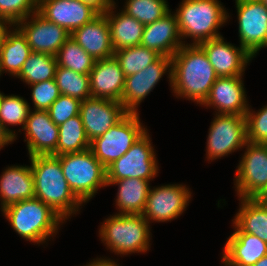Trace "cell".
<instances>
[{
	"instance_id": "1",
	"label": "cell",
	"mask_w": 267,
	"mask_h": 266,
	"mask_svg": "<svg viewBox=\"0 0 267 266\" xmlns=\"http://www.w3.org/2000/svg\"><path fill=\"white\" fill-rule=\"evenodd\" d=\"M171 59L174 96L202 105L218 78L204 50L199 45L184 44Z\"/></svg>"
},
{
	"instance_id": "2",
	"label": "cell",
	"mask_w": 267,
	"mask_h": 266,
	"mask_svg": "<svg viewBox=\"0 0 267 266\" xmlns=\"http://www.w3.org/2000/svg\"><path fill=\"white\" fill-rule=\"evenodd\" d=\"M35 198L49 205L65 222L78 214L83 202L66 181L60 159L54 155L30 156ZM71 216V217H70Z\"/></svg>"
},
{
	"instance_id": "3",
	"label": "cell",
	"mask_w": 267,
	"mask_h": 266,
	"mask_svg": "<svg viewBox=\"0 0 267 266\" xmlns=\"http://www.w3.org/2000/svg\"><path fill=\"white\" fill-rule=\"evenodd\" d=\"M1 212L19 236L39 246L56 236L65 222L49 205L37 198L10 204Z\"/></svg>"
},
{
	"instance_id": "4",
	"label": "cell",
	"mask_w": 267,
	"mask_h": 266,
	"mask_svg": "<svg viewBox=\"0 0 267 266\" xmlns=\"http://www.w3.org/2000/svg\"><path fill=\"white\" fill-rule=\"evenodd\" d=\"M173 13L182 40L192 38L194 45L222 36L218 31L230 17L219 0H182Z\"/></svg>"
},
{
	"instance_id": "5",
	"label": "cell",
	"mask_w": 267,
	"mask_h": 266,
	"mask_svg": "<svg viewBox=\"0 0 267 266\" xmlns=\"http://www.w3.org/2000/svg\"><path fill=\"white\" fill-rule=\"evenodd\" d=\"M150 224L142 214L110 215L99 228L101 241L111 252L120 256L149 251Z\"/></svg>"
},
{
	"instance_id": "6",
	"label": "cell",
	"mask_w": 267,
	"mask_h": 266,
	"mask_svg": "<svg viewBox=\"0 0 267 266\" xmlns=\"http://www.w3.org/2000/svg\"><path fill=\"white\" fill-rule=\"evenodd\" d=\"M66 181L73 193L85 204L97 191L107 187L106 168L91 149L57 156Z\"/></svg>"
},
{
	"instance_id": "7",
	"label": "cell",
	"mask_w": 267,
	"mask_h": 266,
	"mask_svg": "<svg viewBox=\"0 0 267 266\" xmlns=\"http://www.w3.org/2000/svg\"><path fill=\"white\" fill-rule=\"evenodd\" d=\"M139 115V113H127L106 133L90 142L91 151L105 168L123 156L147 131L140 122Z\"/></svg>"
},
{
	"instance_id": "8",
	"label": "cell",
	"mask_w": 267,
	"mask_h": 266,
	"mask_svg": "<svg viewBox=\"0 0 267 266\" xmlns=\"http://www.w3.org/2000/svg\"><path fill=\"white\" fill-rule=\"evenodd\" d=\"M148 130L120 158L106 168V181L124 178L153 180L159 173L158 160Z\"/></svg>"
},
{
	"instance_id": "9",
	"label": "cell",
	"mask_w": 267,
	"mask_h": 266,
	"mask_svg": "<svg viewBox=\"0 0 267 266\" xmlns=\"http://www.w3.org/2000/svg\"><path fill=\"white\" fill-rule=\"evenodd\" d=\"M209 127L206 158L213 161L245 147L246 117L238 114H215Z\"/></svg>"
},
{
	"instance_id": "10",
	"label": "cell",
	"mask_w": 267,
	"mask_h": 266,
	"mask_svg": "<svg viewBox=\"0 0 267 266\" xmlns=\"http://www.w3.org/2000/svg\"><path fill=\"white\" fill-rule=\"evenodd\" d=\"M235 173L238 198H258L267 193V144L247 142Z\"/></svg>"
},
{
	"instance_id": "11",
	"label": "cell",
	"mask_w": 267,
	"mask_h": 266,
	"mask_svg": "<svg viewBox=\"0 0 267 266\" xmlns=\"http://www.w3.org/2000/svg\"><path fill=\"white\" fill-rule=\"evenodd\" d=\"M191 197L189 187L184 184H165L150 188L142 216L149 224L177 219L186 211Z\"/></svg>"
},
{
	"instance_id": "12",
	"label": "cell",
	"mask_w": 267,
	"mask_h": 266,
	"mask_svg": "<svg viewBox=\"0 0 267 266\" xmlns=\"http://www.w3.org/2000/svg\"><path fill=\"white\" fill-rule=\"evenodd\" d=\"M235 4L240 46L254 58L267 47V7L260 0H235Z\"/></svg>"
},
{
	"instance_id": "13",
	"label": "cell",
	"mask_w": 267,
	"mask_h": 266,
	"mask_svg": "<svg viewBox=\"0 0 267 266\" xmlns=\"http://www.w3.org/2000/svg\"><path fill=\"white\" fill-rule=\"evenodd\" d=\"M168 74L171 87L172 59L160 56L143 70L125 77L120 103L128 113H138V106L155 88L164 74Z\"/></svg>"
},
{
	"instance_id": "14",
	"label": "cell",
	"mask_w": 267,
	"mask_h": 266,
	"mask_svg": "<svg viewBox=\"0 0 267 266\" xmlns=\"http://www.w3.org/2000/svg\"><path fill=\"white\" fill-rule=\"evenodd\" d=\"M14 26L26 37L32 52L48 53L54 56L71 36L65 28L48 21L37 11Z\"/></svg>"
},
{
	"instance_id": "15",
	"label": "cell",
	"mask_w": 267,
	"mask_h": 266,
	"mask_svg": "<svg viewBox=\"0 0 267 266\" xmlns=\"http://www.w3.org/2000/svg\"><path fill=\"white\" fill-rule=\"evenodd\" d=\"M37 12L72 33L101 12L83 0H38Z\"/></svg>"
},
{
	"instance_id": "16",
	"label": "cell",
	"mask_w": 267,
	"mask_h": 266,
	"mask_svg": "<svg viewBox=\"0 0 267 266\" xmlns=\"http://www.w3.org/2000/svg\"><path fill=\"white\" fill-rule=\"evenodd\" d=\"M127 113L120 102L105 98L90 97L80 105V116L90 142L106 133Z\"/></svg>"
},
{
	"instance_id": "17",
	"label": "cell",
	"mask_w": 267,
	"mask_h": 266,
	"mask_svg": "<svg viewBox=\"0 0 267 266\" xmlns=\"http://www.w3.org/2000/svg\"><path fill=\"white\" fill-rule=\"evenodd\" d=\"M218 77L243 76L253 57L242 47L224 41L223 36L198 44Z\"/></svg>"
},
{
	"instance_id": "18",
	"label": "cell",
	"mask_w": 267,
	"mask_h": 266,
	"mask_svg": "<svg viewBox=\"0 0 267 266\" xmlns=\"http://www.w3.org/2000/svg\"><path fill=\"white\" fill-rule=\"evenodd\" d=\"M242 76L218 77L212 85L208 97L202 104L206 108L213 107L215 114L246 115L249 102Z\"/></svg>"
},
{
	"instance_id": "19",
	"label": "cell",
	"mask_w": 267,
	"mask_h": 266,
	"mask_svg": "<svg viewBox=\"0 0 267 266\" xmlns=\"http://www.w3.org/2000/svg\"><path fill=\"white\" fill-rule=\"evenodd\" d=\"M28 155L57 156L59 137L58 125L50 118L48 111L30 110L24 128Z\"/></svg>"
},
{
	"instance_id": "20",
	"label": "cell",
	"mask_w": 267,
	"mask_h": 266,
	"mask_svg": "<svg viewBox=\"0 0 267 266\" xmlns=\"http://www.w3.org/2000/svg\"><path fill=\"white\" fill-rule=\"evenodd\" d=\"M179 26L173 12L144 26L141 46L154 50L161 56L172 57L186 41L181 40Z\"/></svg>"
},
{
	"instance_id": "21",
	"label": "cell",
	"mask_w": 267,
	"mask_h": 266,
	"mask_svg": "<svg viewBox=\"0 0 267 266\" xmlns=\"http://www.w3.org/2000/svg\"><path fill=\"white\" fill-rule=\"evenodd\" d=\"M89 79L92 97L121 101L125 74L114 56L96 60Z\"/></svg>"
},
{
	"instance_id": "22",
	"label": "cell",
	"mask_w": 267,
	"mask_h": 266,
	"mask_svg": "<svg viewBox=\"0 0 267 266\" xmlns=\"http://www.w3.org/2000/svg\"><path fill=\"white\" fill-rule=\"evenodd\" d=\"M70 37L95 60L107 59L114 55L110 26L103 12L91 22L74 30Z\"/></svg>"
},
{
	"instance_id": "23",
	"label": "cell",
	"mask_w": 267,
	"mask_h": 266,
	"mask_svg": "<svg viewBox=\"0 0 267 266\" xmlns=\"http://www.w3.org/2000/svg\"><path fill=\"white\" fill-rule=\"evenodd\" d=\"M265 255V241L250 233L233 232L227 238L221 260L224 266H253Z\"/></svg>"
},
{
	"instance_id": "24",
	"label": "cell",
	"mask_w": 267,
	"mask_h": 266,
	"mask_svg": "<svg viewBox=\"0 0 267 266\" xmlns=\"http://www.w3.org/2000/svg\"><path fill=\"white\" fill-rule=\"evenodd\" d=\"M35 198L31 166L12 165L0 176L1 210L10 204Z\"/></svg>"
},
{
	"instance_id": "25",
	"label": "cell",
	"mask_w": 267,
	"mask_h": 266,
	"mask_svg": "<svg viewBox=\"0 0 267 266\" xmlns=\"http://www.w3.org/2000/svg\"><path fill=\"white\" fill-rule=\"evenodd\" d=\"M116 6L114 2L103 12L110 26L111 44L114 52L140 45L144 29V25L137 19L127 15L122 10L119 11L120 13L116 12Z\"/></svg>"
},
{
	"instance_id": "26",
	"label": "cell",
	"mask_w": 267,
	"mask_h": 266,
	"mask_svg": "<svg viewBox=\"0 0 267 266\" xmlns=\"http://www.w3.org/2000/svg\"><path fill=\"white\" fill-rule=\"evenodd\" d=\"M150 181L139 178H124L116 181H107V186L117 185L116 195L117 214H142L151 186Z\"/></svg>"
},
{
	"instance_id": "27",
	"label": "cell",
	"mask_w": 267,
	"mask_h": 266,
	"mask_svg": "<svg viewBox=\"0 0 267 266\" xmlns=\"http://www.w3.org/2000/svg\"><path fill=\"white\" fill-rule=\"evenodd\" d=\"M239 201V211L232 220L234 232L250 233L267 243V209L257 198Z\"/></svg>"
},
{
	"instance_id": "28",
	"label": "cell",
	"mask_w": 267,
	"mask_h": 266,
	"mask_svg": "<svg viewBox=\"0 0 267 266\" xmlns=\"http://www.w3.org/2000/svg\"><path fill=\"white\" fill-rule=\"evenodd\" d=\"M31 53L26 37L13 26L7 33L0 52V76L8 72L14 78L17 77Z\"/></svg>"
},
{
	"instance_id": "29",
	"label": "cell",
	"mask_w": 267,
	"mask_h": 266,
	"mask_svg": "<svg viewBox=\"0 0 267 266\" xmlns=\"http://www.w3.org/2000/svg\"><path fill=\"white\" fill-rule=\"evenodd\" d=\"M58 129L57 156L90 148V141L86 136L80 114L60 124Z\"/></svg>"
},
{
	"instance_id": "30",
	"label": "cell",
	"mask_w": 267,
	"mask_h": 266,
	"mask_svg": "<svg viewBox=\"0 0 267 266\" xmlns=\"http://www.w3.org/2000/svg\"><path fill=\"white\" fill-rule=\"evenodd\" d=\"M57 58L48 53L32 52L17 76L21 81L28 84L39 83L55 78Z\"/></svg>"
},
{
	"instance_id": "31",
	"label": "cell",
	"mask_w": 267,
	"mask_h": 266,
	"mask_svg": "<svg viewBox=\"0 0 267 266\" xmlns=\"http://www.w3.org/2000/svg\"><path fill=\"white\" fill-rule=\"evenodd\" d=\"M30 105L24 97L1 94L0 98V123L17 139L15 131L8 126H22L23 129L30 113Z\"/></svg>"
},
{
	"instance_id": "32",
	"label": "cell",
	"mask_w": 267,
	"mask_h": 266,
	"mask_svg": "<svg viewBox=\"0 0 267 266\" xmlns=\"http://www.w3.org/2000/svg\"><path fill=\"white\" fill-rule=\"evenodd\" d=\"M56 58L58 66L86 75H89L96 61L71 37L59 49Z\"/></svg>"
},
{
	"instance_id": "33",
	"label": "cell",
	"mask_w": 267,
	"mask_h": 266,
	"mask_svg": "<svg viewBox=\"0 0 267 266\" xmlns=\"http://www.w3.org/2000/svg\"><path fill=\"white\" fill-rule=\"evenodd\" d=\"M113 56L127 77L143 70L161 55L154 50L138 45L115 51Z\"/></svg>"
},
{
	"instance_id": "34",
	"label": "cell",
	"mask_w": 267,
	"mask_h": 266,
	"mask_svg": "<svg viewBox=\"0 0 267 266\" xmlns=\"http://www.w3.org/2000/svg\"><path fill=\"white\" fill-rule=\"evenodd\" d=\"M54 79L61 95L74 97L81 101L92 97L89 75L57 66Z\"/></svg>"
},
{
	"instance_id": "35",
	"label": "cell",
	"mask_w": 267,
	"mask_h": 266,
	"mask_svg": "<svg viewBox=\"0 0 267 266\" xmlns=\"http://www.w3.org/2000/svg\"><path fill=\"white\" fill-rule=\"evenodd\" d=\"M168 6L167 0H126L122 11L145 26L169 13Z\"/></svg>"
},
{
	"instance_id": "36",
	"label": "cell",
	"mask_w": 267,
	"mask_h": 266,
	"mask_svg": "<svg viewBox=\"0 0 267 266\" xmlns=\"http://www.w3.org/2000/svg\"><path fill=\"white\" fill-rule=\"evenodd\" d=\"M246 112L247 142L267 144V105L257 112L250 108Z\"/></svg>"
},
{
	"instance_id": "37",
	"label": "cell",
	"mask_w": 267,
	"mask_h": 266,
	"mask_svg": "<svg viewBox=\"0 0 267 266\" xmlns=\"http://www.w3.org/2000/svg\"><path fill=\"white\" fill-rule=\"evenodd\" d=\"M38 0H0V19L14 25L37 11Z\"/></svg>"
},
{
	"instance_id": "38",
	"label": "cell",
	"mask_w": 267,
	"mask_h": 266,
	"mask_svg": "<svg viewBox=\"0 0 267 266\" xmlns=\"http://www.w3.org/2000/svg\"><path fill=\"white\" fill-rule=\"evenodd\" d=\"M31 99L34 110L47 111L49 107L61 95L55 79L30 84Z\"/></svg>"
},
{
	"instance_id": "39",
	"label": "cell",
	"mask_w": 267,
	"mask_h": 266,
	"mask_svg": "<svg viewBox=\"0 0 267 266\" xmlns=\"http://www.w3.org/2000/svg\"><path fill=\"white\" fill-rule=\"evenodd\" d=\"M80 105L81 100L66 95H60L47 111L51 120L59 126L69 118L79 115Z\"/></svg>"
},
{
	"instance_id": "40",
	"label": "cell",
	"mask_w": 267,
	"mask_h": 266,
	"mask_svg": "<svg viewBox=\"0 0 267 266\" xmlns=\"http://www.w3.org/2000/svg\"><path fill=\"white\" fill-rule=\"evenodd\" d=\"M15 141V138L6 130V128L0 123V150Z\"/></svg>"
},
{
	"instance_id": "41",
	"label": "cell",
	"mask_w": 267,
	"mask_h": 266,
	"mask_svg": "<svg viewBox=\"0 0 267 266\" xmlns=\"http://www.w3.org/2000/svg\"><path fill=\"white\" fill-rule=\"evenodd\" d=\"M13 26V23L4 19H0V52L3 47V42L6 38V35Z\"/></svg>"
},
{
	"instance_id": "42",
	"label": "cell",
	"mask_w": 267,
	"mask_h": 266,
	"mask_svg": "<svg viewBox=\"0 0 267 266\" xmlns=\"http://www.w3.org/2000/svg\"><path fill=\"white\" fill-rule=\"evenodd\" d=\"M90 3L100 12H105L115 1L114 0H83Z\"/></svg>"
},
{
	"instance_id": "43",
	"label": "cell",
	"mask_w": 267,
	"mask_h": 266,
	"mask_svg": "<svg viewBox=\"0 0 267 266\" xmlns=\"http://www.w3.org/2000/svg\"><path fill=\"white\" fill-rule=\"evenodd\" d=\"M96 259V260H95ZM93 259V261L91 260L88 264H86L85 266H120L119 263L117 264V262L113 261L110 258H95Z\"/></svg>"
},
{
	"instance_id": "44",
	"label": "cell",
	"mask_w": 267,
	"mask_h": 266,
	"mask_svg": "<svg viewBox=\"0 0 267 266\" xmlns=\"http://www.w3.org/2000/svg\"><path fill=\"white\" fill-rule=\"evenodd\" d=\"M253 266H267V255L259 259Z\"/></svg>"
},
{
	"instance_id": "45",
	"label": "cell",
	"mask_w": 267,
	"mask_h": 266,
	"mask_svg": "<svg viewBox=\"0 0 267 266\" xmlns=\"http://www.w3.org/2000/svg\"><path fill=\"white\" fill-rule=\"evenodd\" d=\"M257 199H258V200L265 206V208L267 209V193L260 195Z\"/></svg>"
},
{
	"instance_id": "46",
	"label": "cell",
	"mask_w": 267,
	"mask_h": 266,
	"mask_svg": "<svg viewBox=\"0 0 267 266\" xmlns=\"http://www.w3.org/2000/svg\"><path fill=\"white\" fill-rule=\"evenodd\" d=\"M267 7V0H260Z\"/></svg>"
}]
</instances>
